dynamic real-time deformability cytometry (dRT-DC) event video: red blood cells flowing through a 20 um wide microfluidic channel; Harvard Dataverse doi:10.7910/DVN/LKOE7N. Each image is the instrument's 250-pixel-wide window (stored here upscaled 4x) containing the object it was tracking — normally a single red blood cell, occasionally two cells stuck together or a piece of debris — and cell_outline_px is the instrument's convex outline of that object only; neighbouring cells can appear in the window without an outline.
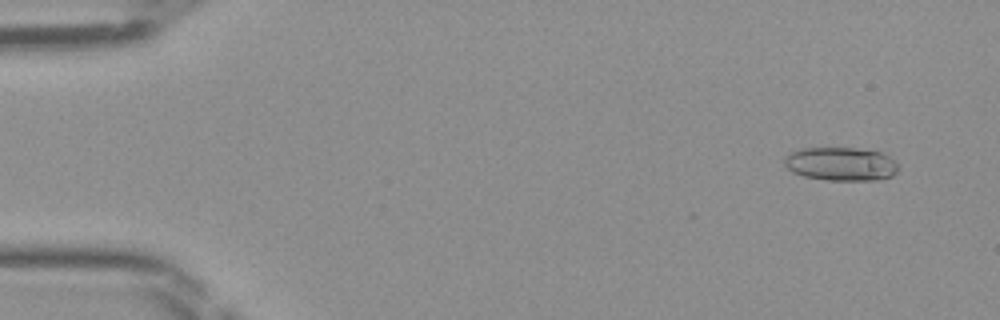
{"species": "Egyptian fruit bat (a non-hibernating species)", "species_latin": "Rousettus aegyptiacus", "temperature_condition": "room temperature", "stored_images_in_passage": 46, "camera_frame_rate_fps": 3000, "um_per_image_px": 0.085, "frame": {"image": 1, "passage_image": 2, "time_ms": 0.333, "image_size_px": [1000, 320], "cell_outline_px": [[900, 168], [892, 176], [876, 180], [828, 180], [804, 176], [792, 172], [784, 164], [784, 156], [800, 148], [856, 148], [884, 152], [900, 164]], "centroid_in_image_um": [71.52, 13.93], "position_along_channel_um": 13.5, "area_um2": 22.54}}
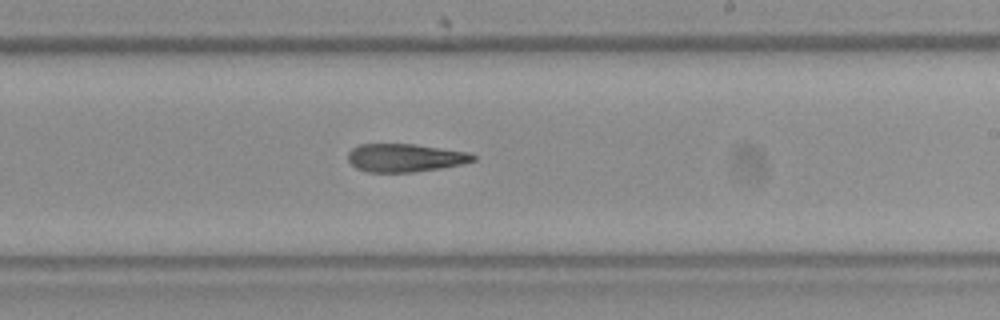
{"frame": {"image": 2, "passage_image": 27, "time_ms": 8.667, "image_size_px": [1000, 320], "cell_outline_px": [[476, 160], [460, 164], [440, 168], [412, 172], [368, 172], [356, 168], [348, 160], [348, 152], [352, 148], [360, 144], [416, 144], [472, 152], [476, 156]], "centroid_in_image_um": [34.45, 13.4], "position_along_channel_um": 254.5, "area_um2": 20.63}}
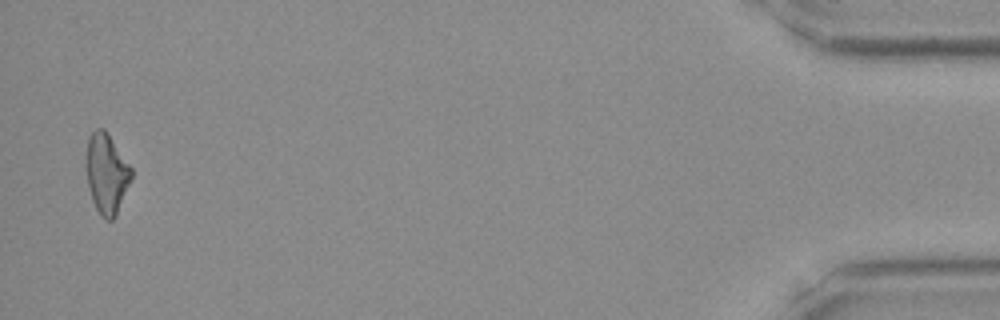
{"frame": {"image": 3, "passage_image": 45, "time_ms": 14.667, "image_size_px": [1000, 320], "cell_outline_px": [[132, 176], [116, 216], [112, 220], [104, 220], [100, 216], [92, 200], [88, 184], [84, 164], [88, 136], [96, 128], [104, 128], [132, 168]], "centroid_in_image_um": [9.03, 14.75], "position_along_channel_um": 426.2, "area_um2": 21.27}}